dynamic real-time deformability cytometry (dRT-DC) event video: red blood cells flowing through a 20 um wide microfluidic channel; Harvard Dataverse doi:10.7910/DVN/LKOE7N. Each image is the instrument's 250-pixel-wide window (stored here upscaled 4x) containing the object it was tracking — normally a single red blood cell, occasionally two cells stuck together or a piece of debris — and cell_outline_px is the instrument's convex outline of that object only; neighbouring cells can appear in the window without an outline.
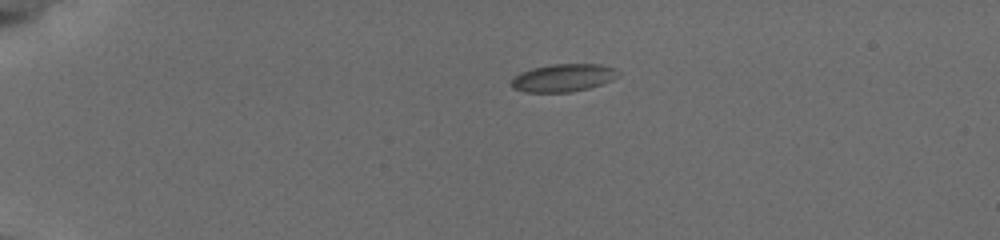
{"species": "common noctule bat (a hibernating species)", "species_latin": "Nyctalus noctula", "temperature_condition": "cold", "stored_images_in_passage": 55, "camera_frame_rate_fps": 3000, "um_per_image_px": 0.085, "animal": {"sex": "female", "body_mass_g": 19.5, "forearm_length_mm": 54.1}, "frame": {"image": 1, "passage_image": 1, "time_ms": 0.0, "image_size_px": [1000, 240], "cell_outline_px": [[612, 68], [608, 80], [600, 84], [588, 88], [568, 92], [528, 92], [516, 88], [512, 84], [512, 80], [520, 72], [532, 68], [552, 64], [600, 64]], "centroid_in_image_um": [47.74, 6.61], "position_along_channel_um": 37.3, "area_um2": 16.3}}
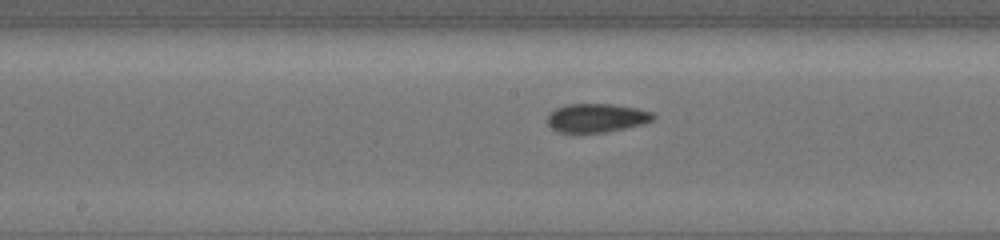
{"frame": {"image": 2, "passage_image": 24, "time_ms": 6.0, "image_size_px": [1000, 240], "cell_outline_px": [[656, 116], [652, 120], [640, 124], [624, 128], [604, 132], [560, 132], [552, 128], [548, 124], [548, 116], [556, 108], [568, 104], [612, 104], [636, 108], [652, 112]], "centroid_in_image_um": [50.71, 10.01], "position_along_channel_um": 197.5, "area_um2": 17.34}}
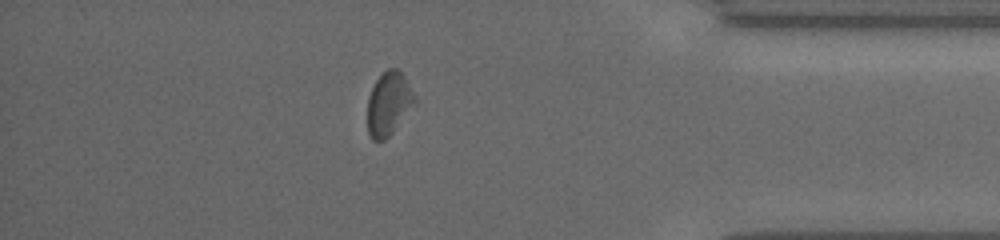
{"frame": {"image": 3, "passage_image": 46, "time_ms": 12.0, "image_size_px": [1000, 240], "cell_outline_px": [[416, 104], [392, 132], [384, 140], [372, 140], [368, 132], [368, 96], [376, 80], [388, 68], [396, 68], [404, 76], [416, 96]], "centroid_in_image_um": [33.05, 8.81], "position_along_channel_um": 402.1, "area_um2": 17.34}, "authors_computed_cell_mechanics": {"area_um2": 17.051, "velocity_mm_per_s": 3.8016, "shape_relaxation_time_tau1_ms": null, "shape_relaxation_time_tau2_ms": 2.0945, "deformation_change_tau1": null, "deformation_change_tau2": 0.0819}}